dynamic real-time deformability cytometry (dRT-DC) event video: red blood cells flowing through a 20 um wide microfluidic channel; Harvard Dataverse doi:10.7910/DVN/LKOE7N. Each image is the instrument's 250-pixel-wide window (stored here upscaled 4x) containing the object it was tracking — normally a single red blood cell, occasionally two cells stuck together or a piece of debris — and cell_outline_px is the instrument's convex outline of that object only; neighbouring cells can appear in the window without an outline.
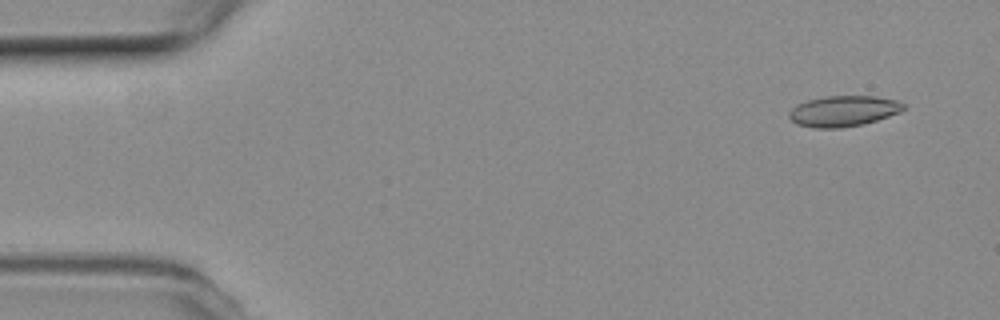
{"species": "common noctule bat (a hibernating species)", "species_latin": "Nyctalus noctula", "temperature_condition": "room temperature", "stored_images_in_passage": 50, "camera_frame_rate_fps": 3000, "um_per_image_px": 0.085, "animal": {"sex": "female", "body_mass_g": 19.3, "forearm_length_mm": 54.1}, "frame": {"image": 1, "passage_image": 1, "time_ms": 0.0, "image_size_px": [1000, 320], "cell_outline_px": [[904, 108], [900, 112], [864, 124], [840, 128], [812, 128], [796, 124], [788, 116], [788, 112], [796, 104], [808, 100], [828, 96], [876, 96], [896, 100], [904, 104]], "centroid_in_image_um": [71.66, 9.44], "position_along_channel_um": 13.3, "area_um2": 20.52}}
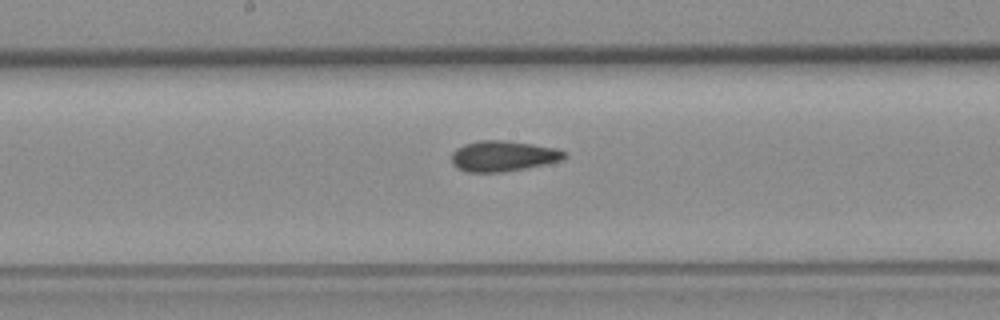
{"frame": {"image": 2, "passage_image": 25, "time_ms": 8.0, "image_size_px": [1000, 320], "cell_outline_px": [[568, 156], [564, 160], [504, 172], [468, 172], [456, 168], [452, 164], [452, 152], [456, 148], [464, 144], [480, 140], [504, 140], [560, 148], [568, 152]], "centroid_in_image_um": [42.8, 13.26], "position_along_channel_um": 205.4, "area_um2": 20.4}}
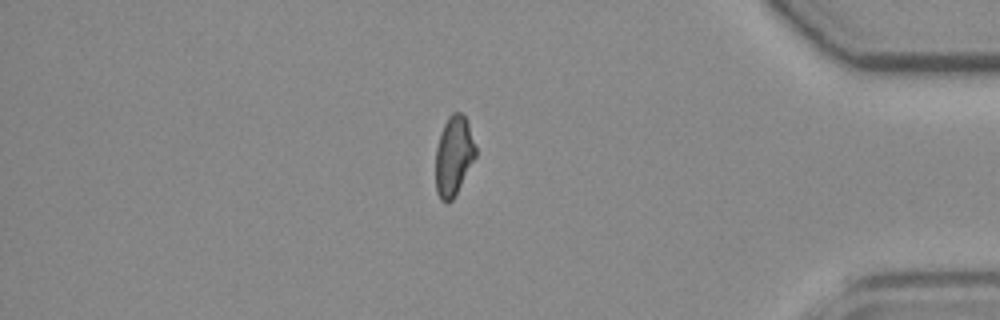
{"frame": {"image": 3, "passage_image": 43, "time_ms": 14.0, "image_size_px": [1000, 320], "cell_outline_px": [[476, 156], [452, 200], [448, 204], [440, 200], [436, 192], [436, 148], [440, 132], [448, 116], [452, 112], [460, 112], [464, 116], [468, 124], [476, 148]], "centroid_in_image_um": [38.54, 13.25], "position_along_channel_um": 396.7, "area_um2": 18.44}}